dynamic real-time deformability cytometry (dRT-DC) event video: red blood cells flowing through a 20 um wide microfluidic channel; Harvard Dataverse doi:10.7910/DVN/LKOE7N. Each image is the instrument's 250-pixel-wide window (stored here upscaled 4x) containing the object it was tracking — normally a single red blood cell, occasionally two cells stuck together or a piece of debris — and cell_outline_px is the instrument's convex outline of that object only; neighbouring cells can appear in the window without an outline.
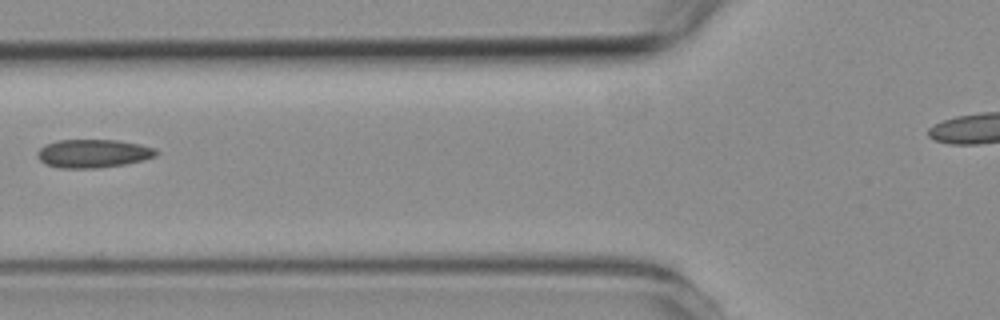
{"species": "common noctule bat (a hibernating species)", "species_latin": "Nyctalus noctula", "temperature_condition": "room temperature", "stored_images_in_passage": 4, "camera_frame_rate_fps": 3000, "um_per_image_px": 0.085, "animal": {"sex": "female", "body_mass_g": 19.3, "forearm_length_mm": 54.1}, "frame": {"image": 1, "passage_image": 3, "time_ms": 3.0, "image_size_px": [1000, 320], "cell_outline_px": [[160, 152], [156, 156], [144, 160], [124, 164], [100, 168], [60, 168], [44, 164], [36, 156], [36, 152], [44, 144], [56, 140], [116, 140], [140, 144], [156, 148]], "centroid_in_image_um": [7.91, 13.04], "position_along_channel_um": 117.9, "area_um2": 19.94}}
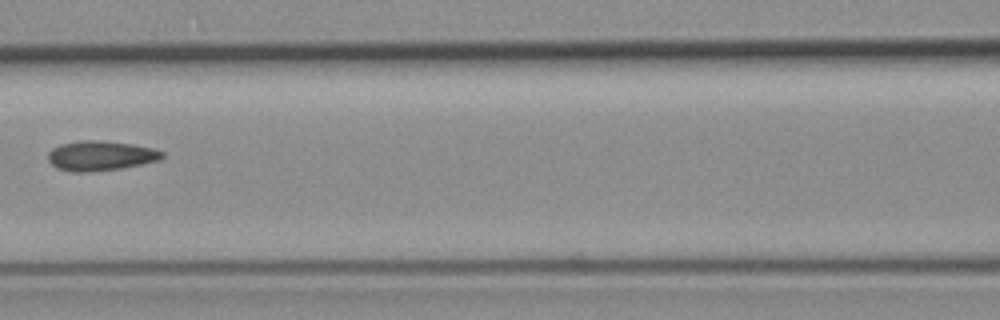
{"frame": {"image": 2, "passage_image": 4, "time_ms": 4.0, "image_size_px": [1000, 320], "cell_outline_px": [[164, 156], [160, 160], [120, 168], [88, 172], [72, 172], [56, 168], [48, 160], [48, 152], [52, 148], [60, 144], [84, 140], [100, 140], [132, 144], [152, 148], [164, 152]], "centroid_in_image_um": [8.53, 13.23], "position_along_channel_um": 158.1, "area_um2": 19.77}}